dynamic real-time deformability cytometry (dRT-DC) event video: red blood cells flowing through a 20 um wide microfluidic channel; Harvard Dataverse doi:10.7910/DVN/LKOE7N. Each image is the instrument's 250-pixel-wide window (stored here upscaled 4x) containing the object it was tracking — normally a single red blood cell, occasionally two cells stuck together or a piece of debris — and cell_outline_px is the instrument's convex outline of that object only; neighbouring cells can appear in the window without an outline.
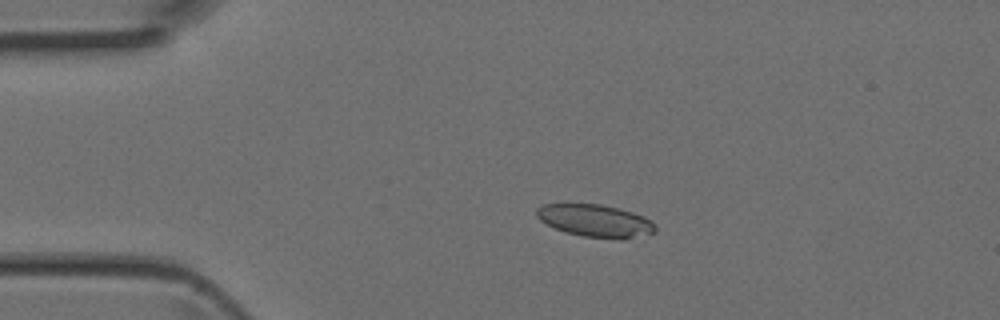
{"species": "Egyptian fruit bat (a non-hibernating species)", "species_latin": "Rousettus aegyptiacus", "temperature_condition": "room temperature", "stored_images_in_passage": 4, "camera_frame_rate_fps": 3000, "um_per_image_px": 0.085, "animal": {"sex": "female"}, "frame": {"image": 1, "passage_image": 3, "time_ms": 0.667, "image_size_px": [1000, 320], "cell_outline_px": [[656, 232], [624, 240], [620, 240], [584, 236], [568, 232], [556, 228], [540, 220], [536, 216], [536, 208], [544, 204], [600, 204], [632, 212], [644, 216], [652, 220], [656, 224]], "centroid_in_image_um": [50.66, 18.77], "position_along_channel_um": 34.3, "area_um2": 22.48}}